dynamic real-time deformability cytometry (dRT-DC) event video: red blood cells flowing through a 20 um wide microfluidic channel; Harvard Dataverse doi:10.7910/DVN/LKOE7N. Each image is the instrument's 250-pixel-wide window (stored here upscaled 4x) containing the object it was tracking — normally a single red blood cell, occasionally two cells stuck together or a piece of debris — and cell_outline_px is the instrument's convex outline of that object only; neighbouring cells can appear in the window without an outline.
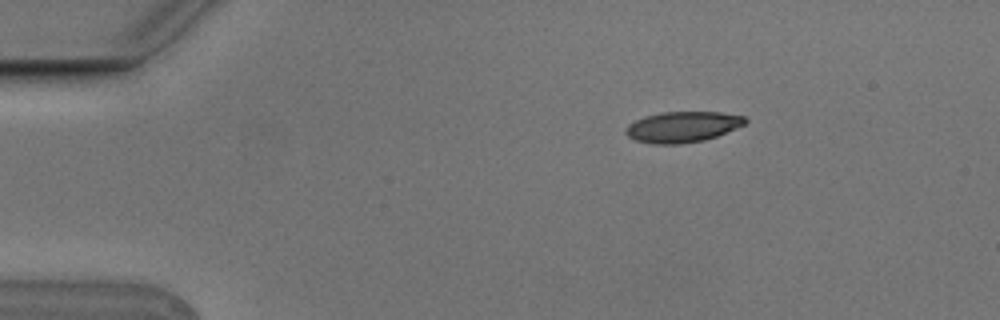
{"species": "Egyptian fruit bat (a non-hibernating species)", "species_latin": "Rousettus aegyptiacus", "temperature_condition": "cold", "stored_images_in_passage": 3, "camera_frame_rate_fps": 3000, "um_per_image_px": 0.085, "animal": {"sex": "male"}, "frame": {"image": 1, "passage_image": 1, "time_ms": 0.0, "image_size_px": [1000, 320], "cell_outline_px": [[748, 120], [744, 124], [716, 136], [704, 140], [680, 144], [652, 144], [636, 140], [628, 136], [624, 132], [624, 128], [628, 124], [644, 116], [660, 112], [720, 112], [744, 116]], "centroid_in_image_um": [57.97, 10.78], "position_along_channel_um": 27.0, "area_um2": 21.39}}